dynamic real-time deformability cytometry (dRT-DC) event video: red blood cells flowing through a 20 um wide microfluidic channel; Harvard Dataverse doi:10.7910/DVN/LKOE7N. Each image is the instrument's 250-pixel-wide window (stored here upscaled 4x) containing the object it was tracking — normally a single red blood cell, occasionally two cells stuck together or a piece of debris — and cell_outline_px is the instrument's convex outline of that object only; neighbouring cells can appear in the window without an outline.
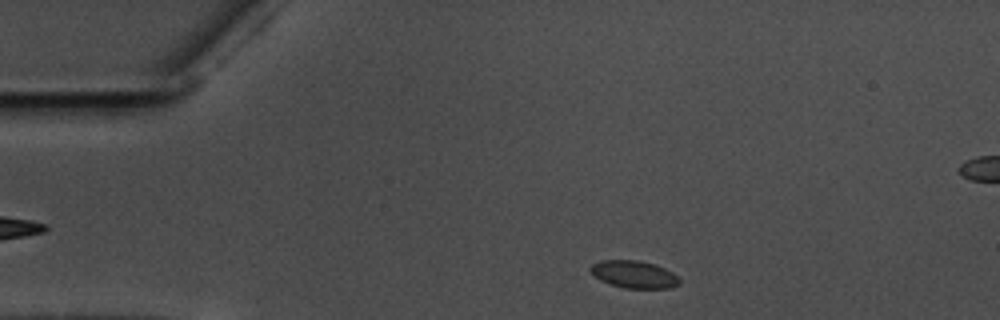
{"species": "common noctule bat (a hibernating species)", "species_latin": "Nyctalus noctula", "temperature_condition": "warm", "stored_images_in_passage": 50, "camera_frame_rate_fps": 3000, "um_per_image_px": 0.085, "animal": {"sex": "male", "body_mass_g": 17.5, "forearm_length_mm": 52.3}, "frame": {"image": 1, "passage_image": 3, "time_ms": 0.667, "image_size_px": [1000, 320], "cell_outline_px": [[680, 284], [672, 288], [624, 288], [600, 280], [588, 268], [592, 264], [600, 260], [640, 260], [656, 264], [672, 272], [680, 280]], "centroid_in_image_um": [53.91, 23.31], "position_along_channel_um": 31.1, "area_um2": 14.22}}
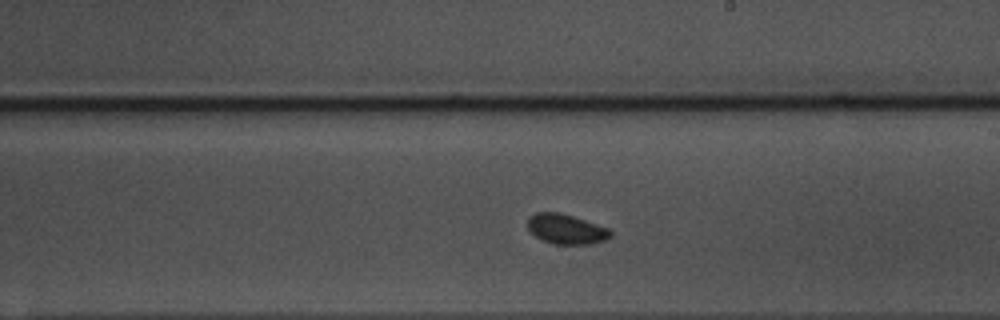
{"frame": {"image": 2, "passage_image": 25, "time_ms": 8.0, "image_size_px": [1000, 320], "cell_outline_px": [[612, 236], [604, 240], [592, 244], [552, 244], [536, 236], [528, 228], [528, 216], [536, 212], [560, 212], [608, 228], [612, 232]], "centroid_in_image_um": [48.12, 19.47], "position_along_channel_um": 240.9, "area_um2": 14.33}}
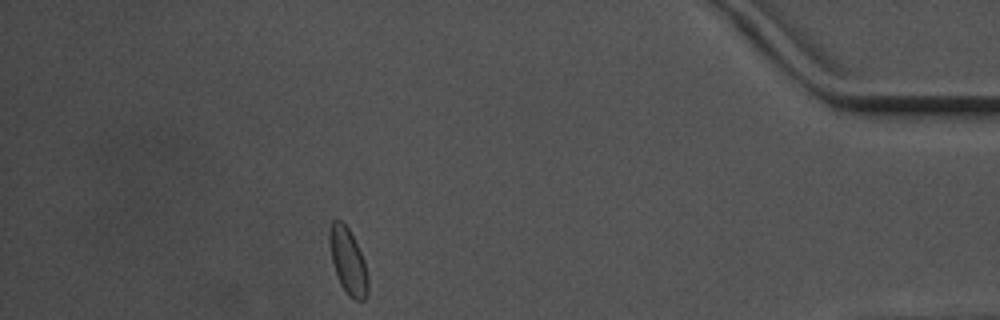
{"frame": {"image": 3, "passage_image": 43, "time_ms": 14.0, "image_size_px": [1000, 320], "cell_outline_px": [[368, 292], [364, 300], [356, 300], [348, 296], [340, 284], [332, 264], [328, 240], [328, 232], [332, 220], [340, 220], [348, 228], [364, 260], [368, 276]], "centroid_in_image_um": [29.56, 22.21], "position_along_channel_um": 405.6, "area_um2": 14.85}, "authors_computed_cell_mechanics": {"area_um2": 14.3344, "velocity_mm_per_s": 3.5675, "shape_relaxation_time_tau1_ms": 1.5152, "shape_relaxation_time_tau2_ms": 2.2712, "deformation_change_tau1": 0.0549, "deformation_change_tau2": 0.0485}}